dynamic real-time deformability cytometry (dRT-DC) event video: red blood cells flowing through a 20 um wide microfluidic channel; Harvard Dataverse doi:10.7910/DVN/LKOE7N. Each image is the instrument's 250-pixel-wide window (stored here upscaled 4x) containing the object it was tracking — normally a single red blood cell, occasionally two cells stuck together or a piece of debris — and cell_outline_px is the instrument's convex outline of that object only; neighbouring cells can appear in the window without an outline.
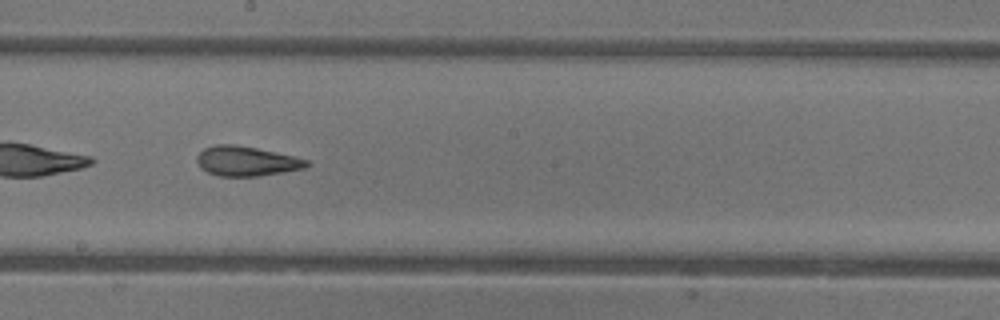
{"species": "common noctule bat (a hibernating species)", "species_latin": "Nyctalus noctula", "temperature_condition": "warm", "stored_images_in_passage": 46, "camera_frame_rate_fps": 3000, "um_per_image_px": 0.085, "animal": {"sex": "female"}, "frame": {"image": 1, "passage_image": 27, "time_ms": 8.667, "image_size_px": [1000, 320], "cell_outline_px": [[308, 168], [256, 176], [220, 176], [208, 172], [200, 168], [196, 160], [196, 156], [204, 148], [216, 144], [236, 144], [296, 156], [308, 160]], "centroid_in_image_um": [20.94, 13.69], "position_along_channel_um": 227.3, "area_um2": 19.07}}
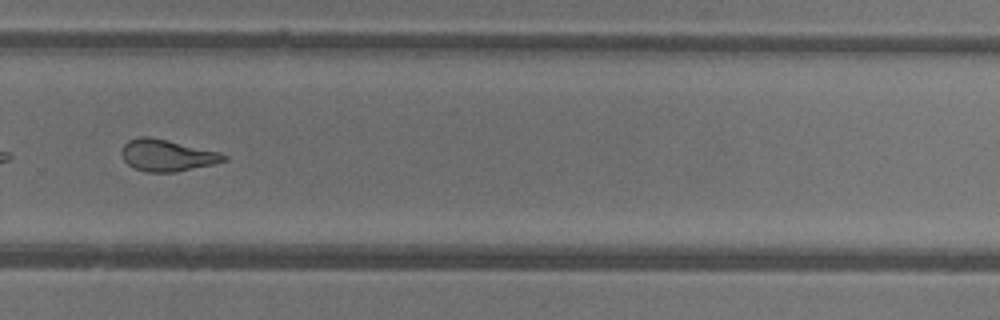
{"frame": {"image": 2, "passage_image": 33, "time_ms": 10.667, "image_size_px": [1000, 320], "cell_outline_px": [[228, 160], [212, 164], [176, 172], [148, 172], [136, 168], [128, 164], [124, 160], [120, 152], [124, 144], [128, 140], [140, 136], [148, 136], [220, 152], [228, 156]], "centroid_in_image_um": [14.19, 13.2], "position_along_channel_um": 315.6, "area_um2": 18.73}, "authors_computed_cell_mechanics": {"area_um2": 20.4034, "velocity_mm_per_s": 4.4453, "shape_relaxation_time_tau1_ms": null, "shape_relaxation_time_tau2_ms": 2.1791, "deformation_change_tau1": null, "deformation_change_tau2": 0.1175}}